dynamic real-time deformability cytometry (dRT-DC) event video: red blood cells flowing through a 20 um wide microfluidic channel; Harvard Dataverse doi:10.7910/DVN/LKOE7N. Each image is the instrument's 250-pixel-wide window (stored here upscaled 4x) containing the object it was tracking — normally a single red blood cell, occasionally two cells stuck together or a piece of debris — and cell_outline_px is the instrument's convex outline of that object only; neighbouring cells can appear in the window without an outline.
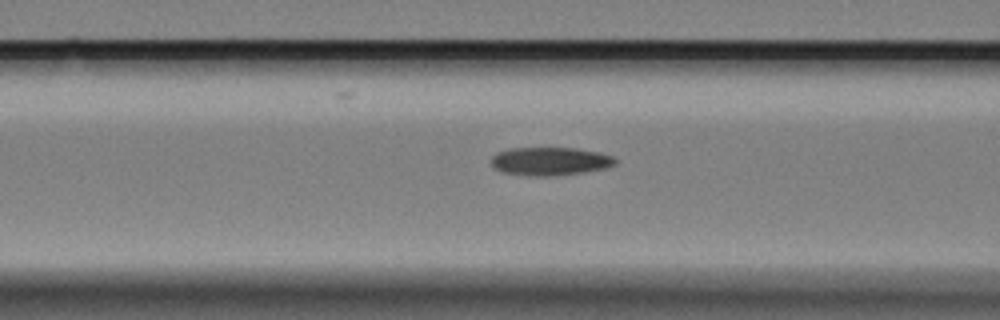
{"species": "Egyptian fruit bat (a non-hibernating species)", "species_latin": "Rousettus aegyptiacus", "temperature_condition": "cold", "stored_images_in_passage": 42, "camera_frame_rate_fps": 3000, "um_per_image_px": 0.085, "animal": {"sex": "female"}, "frame": {"image": 1, "passage_image": 18, "time_ms": 5.667, "image_size_px": [1000, 320], "cell_outline_px": [[616, 164], [608, 168], [584, 172], [552, 176], [528, 176], [500, 172], [492, 168], [492, 156], [496, 152], [508, 148], [576, 148], [600, 152], [612, 156], [616, 160]], "centroid_in_image_um": [46.73, 13.71], "position_along_channel_um": 119.9, "area_um2": 20.75}}
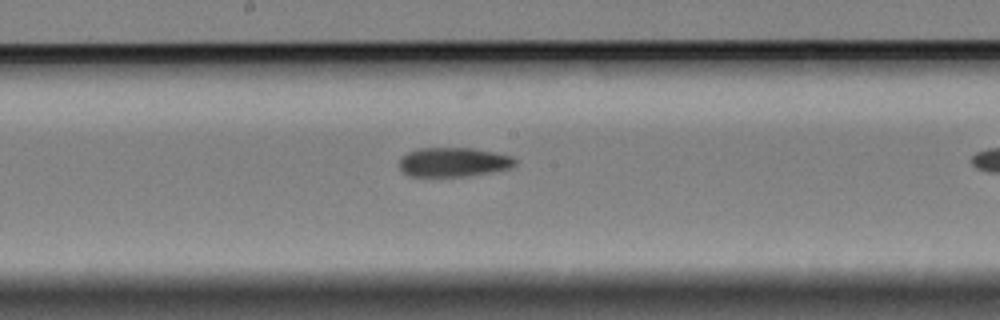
{"frame": {"image": 2, "passage_image": 26, "time_ms": 8.333, "image_size_px": [1000, 320], "cell_outline_px": [[516, 164], [508, 168], [492, 172], [472, 176], [408, 176], [396, 164], [400, 156], [416, 148], [472, 148], [492, 152], [508, 156], [516, 160]], "centroid_in_image_um": [38.45, 13.78], "position_along_channel_um": 209.7, "area_um2": 19.83}}
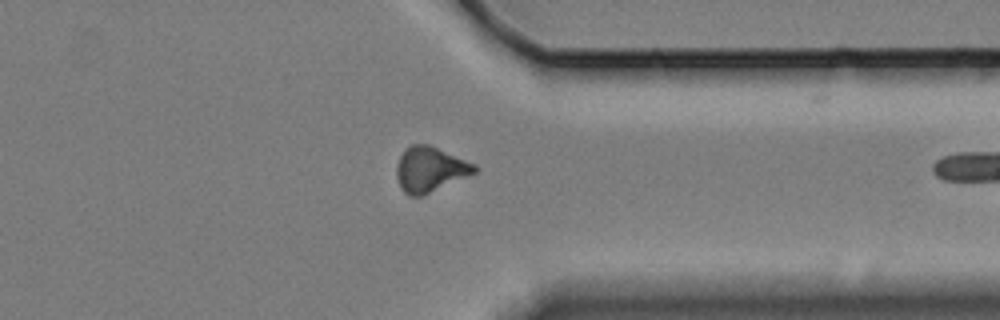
{"frame": {"image": 3, "passage_image": 41, "time_ms": 13.333, "image_size_px": [1000, 320], "cell_outline_px": [[480, 168], [476, 172], [424, 196], [408, 196], [400, 188], [396, 176], [396, 164], [400, 156], [412, 144], [428, 144], [476, 164]], "centroid_in_image_um": [36.55, 14.42], "position_along_channel_um": 374.8, "area_um2": 20.58}}